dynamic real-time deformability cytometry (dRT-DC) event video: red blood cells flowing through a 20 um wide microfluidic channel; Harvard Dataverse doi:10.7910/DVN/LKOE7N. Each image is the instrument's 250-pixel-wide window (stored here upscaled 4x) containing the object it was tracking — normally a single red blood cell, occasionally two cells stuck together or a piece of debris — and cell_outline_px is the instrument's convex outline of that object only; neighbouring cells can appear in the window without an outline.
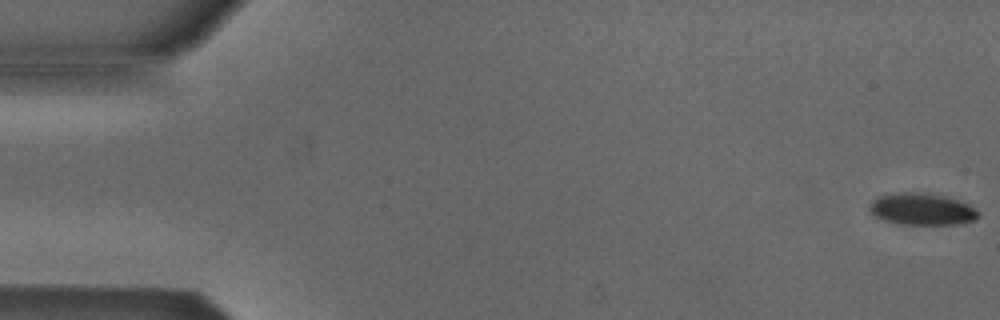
{"species": "Egyptian fruit bat (a non-hibernating species)", "species_latin": "Rousettus aegyptiacus", "temperature_condition": "cold", "stored_images_in_passage": 5, "camera_frame_rate_fps": 3000, "um_per_image_px": 0.085, "animal": {"sex": "male"}, "frame": {"image": 1, "passage_image": 1, "time_ms": 0.0, "image_size_px": [1000, 320], "cell_outline_px": [[980, 216], [976, 220], [956, 224], [896, 224], [884, 220], [876, 216], [868, 208], [872, 200], [880, 196], [892, 192], [928, 192], [948, 196], [960, 200], [976, 208], [980, 212]], "centroid_in_image_um": [78.4, 17.76], "position_along_channel_um": 6.6, "area_um2": 20.63}}
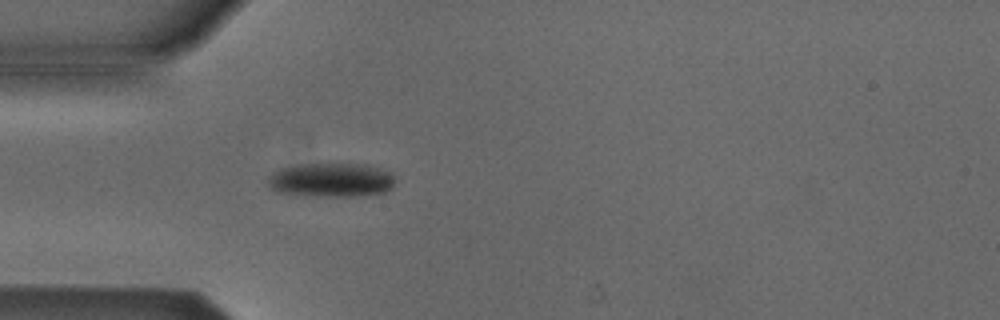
{"frame": {"image": 2, "passage_image": 5, "time_ms": 5.0, "image_size_px": [1000, 320], "cell_outline_px": [[392, 188], [384, 192], [356, 196], [316, 196], [276, 192], [268, 184], [268, 176], [272, 172], [280, 168], [300, 164], [364, 164], [388, 172], [392, 176]], "centroid_in_image_um": [28.08, 15.3], "position_along_channel_um": 56.9, "area_um2": 24.97}}